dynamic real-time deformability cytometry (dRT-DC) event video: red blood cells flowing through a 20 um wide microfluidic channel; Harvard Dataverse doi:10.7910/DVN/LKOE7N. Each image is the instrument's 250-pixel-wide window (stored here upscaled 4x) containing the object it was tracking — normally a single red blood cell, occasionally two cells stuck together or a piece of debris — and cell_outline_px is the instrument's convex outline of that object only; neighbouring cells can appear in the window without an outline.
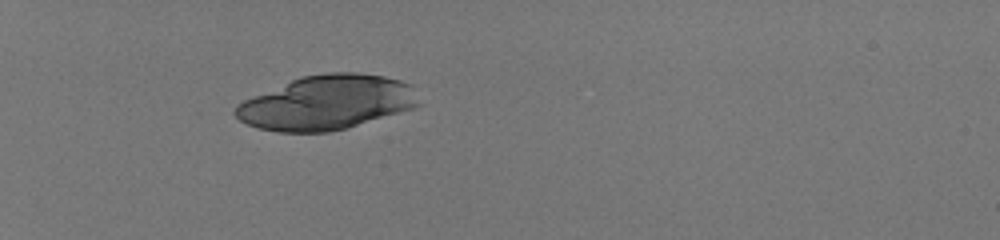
{"species": "human", "species_latin": "Homo sapiens", "temperature_condition": "room temperature", "stored_images_in_passage": 35, "camera_frame_rate_fps": 3000, "um_per_image_px": 0.085, "donor": {"sex": "male"}, "frame": {"image": 1, "passage_image": 1, "time_ms": 0.0, "image_size_px": [1000, 240], "cell_outline_px": [[420, 104], [416, 108], [348, 128], [328, 132], [276, 132], [256, 128], [240, 120], [232, 112], [236, 104], [244, 100], [300, 76], [328, 72], [356, 72], [384, 76], [400, 80], [412, 84]], "centroid_in_image_um": [27.79, 8.72], "position_along_channel_um": 57.2, "area_um2": 58.55}}